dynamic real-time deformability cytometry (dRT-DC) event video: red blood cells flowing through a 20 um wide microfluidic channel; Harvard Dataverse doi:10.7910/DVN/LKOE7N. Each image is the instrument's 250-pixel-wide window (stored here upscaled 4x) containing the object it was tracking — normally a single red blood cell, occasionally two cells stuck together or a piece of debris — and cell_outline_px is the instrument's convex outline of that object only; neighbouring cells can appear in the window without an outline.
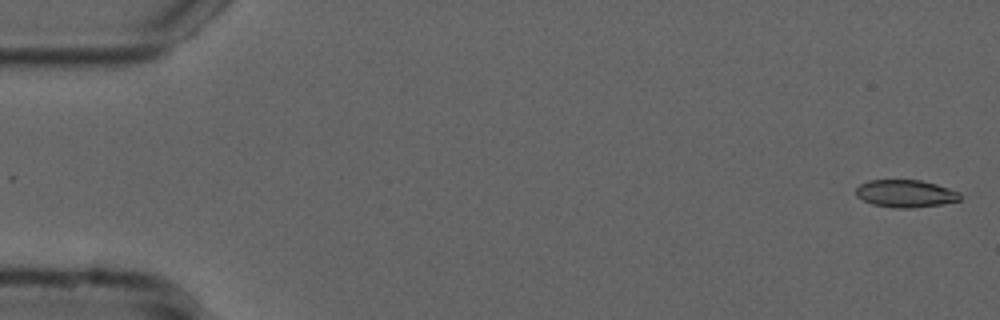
{"species": "common noctule bat (a hibernating species)", "species_latin": "Nyctalus noctula", "temperature_condition": "cold", "stored_images_in_passage": 55, "camera_frame_rate_fps": 3000, "um_per_image_px": 0.085, "animal": {"sex": "male", "forearm_length_mm": 52.5}, "frame": {"image": 1, "passage_image": 1, "time_ms": 0.0, "image_size_px": [1000, 320], "cell_outline_px": [[960, 200], [940, 204], [912, 208], [896, 208], [872, 204], [856, 196], [856, 188], [860, 184], [868, 180], [920, 180], [936, 184], [960, 192]], "centroid_in_image_um": [76.95, 16.45], "position_along_channel_um": 8.0, "area_um2": 16.59}}
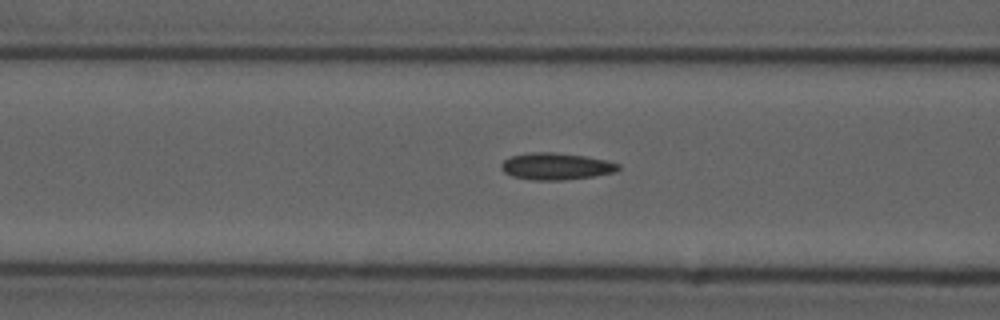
{"frame": {"image": 2, "passage_image": 21, "time_ms": 6.667, "image_size_px": [1000, 320], "cell_outline_px": [[620, 168], [616, 172], [592, 176], [560, 180], [532, 180], [512, 176], [504, 172], [500, 168], [500, 164], [504, 160], [512, 156], [532, 152], [552, 152], [584, 156], [604, 160], [620, 164]], "centroid_in_image_um": [47.24, 14.14], "position_along_channel_um": 119.4, "area_um2": 18.15}}
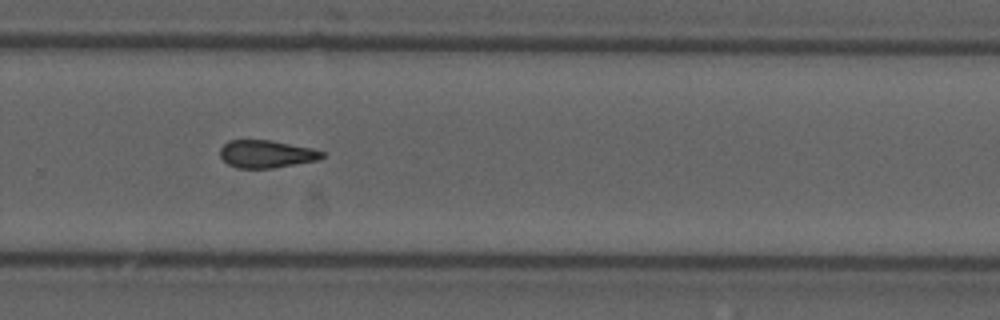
{"frame": {"image": 3, "passage_image": 36, "time_ms": 11.667, "image_size_px": [1000, 320], "cell_outline_px": [[324, 156], [316, 160], [272, 168], [236, 168], [228, 164], [220, 156], [220, 148], [228, 140], [272, 140], [312, 148], [324, 152]], "centroid_in_image_um": [22.61, 13.08], "position_along_channel_um": 307.2, "area_um2": 16.36}}